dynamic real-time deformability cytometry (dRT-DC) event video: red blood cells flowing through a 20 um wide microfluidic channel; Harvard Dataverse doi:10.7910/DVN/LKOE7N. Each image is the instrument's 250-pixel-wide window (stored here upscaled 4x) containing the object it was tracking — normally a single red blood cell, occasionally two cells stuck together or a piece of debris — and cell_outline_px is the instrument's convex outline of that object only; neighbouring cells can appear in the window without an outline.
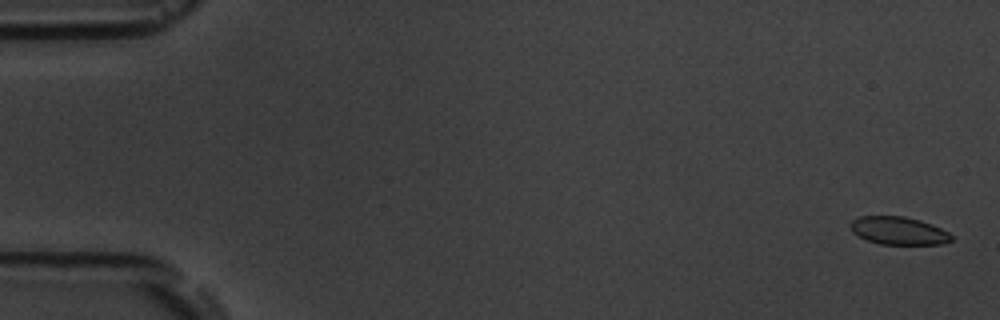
{"species": "common noctule bat (a hibernating species)", "species_latin": "Nyctalus noctula", "temperature_condition": "room temperature", "stored_images_in_passage": 5, "camera_frame_rate_fps": 3000, "um_per_image_px": 0.085, "animal": {"sex": "male", "body_mass_g": 19.5, "forearm_length_mm": 54.6}, "frame": {"image": 1, "passage_image": 1, "time_ms": 0.0, "image_size_px": [1000, 320], "cell_outline_px": [[952, 240], [944, 244], [880, 244], [868, 240], [852, 232], [852, 220], [860, 216], [904, 216], [920, 220], [932, 224], [948, 232], [952, 236]], "centroid_in_image_um": [76.41, 19.61], "position_along_channel_um": 8.6, "area_um2": 16.24}}